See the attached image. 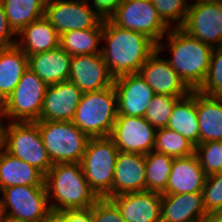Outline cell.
Masks as SVG:
<instances>
[{
    "instance_id": "obj_1",
    "label": "cell",
    "mask_w": 222,
    "mask_h": 222,
    "mask_svg": "<svg viewBox=\"0 0 222 222\" xmlns=\"http://www.w3.org/2000/svg\"><path fill=\"white\" fill-rule=\"evenodd\" d=\"M157 44L140 32L121 28L103 20L101 55L112 77L139 73Z\"/></svg>"
},
{
    "instance_id": "obj_2",
    "label": "cell",
    "mask_w": 222,
    "mask_h": 222,
    "mask_svg": "<svg viewBox=\"0 0 222 222\" xmlns=\"http://www.w3.org/2000/svg\"><path fill=\"white\" fill-rule=\"evenodd\" d=\"M166 49L169 56L165 53ZM157 50L165 53L163 57L191 90H198L202 86L209 70L213 51L211 46L180 28H170L157 44Z\"/></svg>"
},
{
    "instance_id": "obj_3",
    "label": "cell",
    "mask_w": 222,
    "mask_h": 222,
    "mask_svg": "<svg viewBox=\"0 0 222 222\" xmlns=\"http://www.w3.org/2000/svg\"><path fill=\"white\" fill-rule=\"evenodd\" d=\"M53 213L89 208L99 199L84 176L81 163L53 164L44 179Z\"/></svg>"
},
{
    "instance_id": "obj_4",
    "label": "cell",
    "mask_w": 222,
    "mask_h": 222,
    "mask_svg": "<svg viewBox=\"0 0 222 222\" xmlns=\"http://www.w3.org/2000/svg\"><path fill=\"white\" fill-rule=\"evenodd\" d=\"M117 116V94L113 85L84 92L72 122L90 138L110 137Z\"/></svg>"
},
{
    "instance_id": "obj_5",
    "label": "cell",
    "mask_w": 222,
    "mask_h": 222,
    "mask_svg": "<svg viewBox=\"0 0 222 222\" xmlns=\"http://www.w3.org/2000/svg\"><path fill=\"white\" fill-rule=\"evenodd\" d=\"M52 164L81 163L90 137L72 121H37Z\"/></svg>"
},
{
    "instance_id": "obj_6",
    "label": "cell",
    "mask_w": 222,
    "mask_h": 222,
    "mask_svg": "<svg viewBox=\"0 0 222 222\" xmlns=\"http://www.w3.org/2000/svg\"><path fill=\"white\" fill-rule=\"evenodd\" d=\"M119 150L110 137L90 138L81 165L84 176L98 198L113 193L115 163Z\"/></svg>"
},
{
    "instance_id": "obj_7",
    "label": "cell",
    "mask_w": 222,
    "mask_h": 222,
    "mask_svg": "<svg viewBox=\"0 0 222 222\" xmlns=\"http://www.w3.org/2000/svg\"><path fill=\"white\" fill-rule=\"evenodd\" d=\"M2 148L12 156L34 166L44 175L53 166L37 122H5Z\"/></svg>"
},
{
    "instance_id": "obj_8",
    "label": "cell",
    "mask_w": 222,
    "mask_h": 222,
    "mask_svg": "<svg viewBox=\"0 0 222 222\" xmlns=\"http://www.w3.org/2000/svg\"><path fill=\"white\" fill-rule=\"evenodd\" d=\"M46 89L47 85L28 68L13 92L0 105L5 122L39 121Z\"/></svg>"
},
{
    "instance_id": "obj_9",
    "label": "cell",
    "mask_w": 222,
    "mask_h": 222,
    "mask_svg": "<svg viewBox=\"0 0 222 222\" xmlns=\"http://www.w3.org/2000/svg\"><path fill=\"white\" fill-rule=\"evenodd\" d=\"M0 201L6 216L28 222H40L52 210L45 186H13L0 191Z\"/></svg>"
},
{
    "instance_id": "obj_10",
    "label": "cell",
    "mask_w": 222,
    "mask_h": 222,
    "mask_svg": "<svg viewBox=\"0 0 222 222\" xmlns=\"http://www.w3.org/2000/svg\"><path fill=\"white\" fill-rule=\"evenodd\" d=\"M180 29L213 49L222 46V1L191 0Z\"/></svg>"
},
{
    "instance_id": "obj_11",
    "label": "cell",
    "mask_w": 222,
    "mask_h": 222,
    "mask_svg": "<svg viewBox=\"0 0 222 222\" xmlns=\"http://www.w3.org/2000/svg\"><path fill=\"white\" fill-rule=\"evenodd\" d=\"M110 20L121 28L143 33L156 44L170 30L151 0L122 1Z\"/></svg>"
},
{
    "instance_id": "obj_12",
    "label": "cell",
    "mask_w": 222,
    "mask_h": 222,
    "mask_svg": "<svg viewBox=\"0 0 222 222\" xmlns=\"http://www.w3.org/2000/svg\"><path fill=\"white\" fill-rule=\"evenodd\" d=\"M44 17L59 35L72 30L96 28L103 22L86 0L47 1Z\"/></svg>"
},
{
    "instance_id": "obj_13",
    "label": "cell",
    "mask_w": 222,
    "mask_h": 222,
    "mask_svg": "<svg viewBox=\"0 0 222 222\" xmlns=\"http://www.w3.org/2000/svg\"><path fill=\"white\" fill-rule=\"evenodd\" d=\"M155 133L144 117L118 115L110 138L119 151L148 154L153 150Z\"/></svg>"
},
{
    "instance_id": "obj_14",
    "label": "cell",
    "mask_w": 222,
    "mask_h": 222,
    "mask_svg": "<svg viewBox=\"0 0 222 222\" xmlns=\"http://www.w3.org/2000/svg\"><path fill=\"white\" fill-rule=\"evenodd\" d=\"M118 115L144 117L155 95L140 73L123 75L114 79Z\"/></svg>"
},
{
    "instance_id": "obj_15",
    "label": "cell",
    "mask_w": 222,
    "mask_h": 222,
    "mask_svg": "<svg viewBox=\"0 0 222 222\" xmlns=\"http://www.w3.org/2000/svg\"><path fill=\"white\" fill-rule=\"evenodd\" d=\"M139 73L155 94L188 96L192 92L158 50L146 60Z\"/></svg>"
},
{
    "instance_id": "obj_16",
    "label": "cell",
    "mask_w": 222,
    "mask_h": 222,
    "mask_svg": "<svg viewBox=\"0 0 222 222\" xmlns=\"http://www.w3.org/2000/svg\"><path fill=\"white\" fill-rule=\"evenodd\" d=\"M69 81L83 93L99 91L114 84L101 53L72 56Z\"/></svg>"
},
{
    "instance_id": "obj_17",
    "label": "cell",
    "mask_w": 222,
    "mask_h": 222,
    "mask_svg": "<svg viewBox=\"0 0 222 222\" xmlns=\"http://www.w3.org/2000/svg\"><path fill=\"white\" fill-rule=\"evenodd\" d=\"M82 94L69 80L47 86L39 121H72Z\"/></svg>"
},
{
    "instance_id": "obj_18",
    "label": "cell",
    "mask_w": 222,
    "mask_h": 222,
    "mask_svg": "<svg viewBox=\"0 0 222 222\" xmlns=\"http://www.w3.org/2000/svg\"><path fill=\"white\" fill-rule=\"evenodd\" d=\"M145 154L119 151L109 199L126 193L146 191Z\"/></svg>"
},
{
    "instance_id": "obj_19",
    "label": "cell",
    "mask_w": 222,
    "mask_h": 222,
    "mask_svg": "<svg viewBox=\"0 0 222 222\" xmlns=\"http://www.w3.org/2000/svg\"><path fill=\"white\" fill-rule=\"evenodd\" d=\"M202 192L162 194L161 222H212Z\"/></svg>"
},
{
    "instance_id": "obj_20",
    "label": "cell",
    "mask_w": 222,
    "mask_h": 222,
    "mask_svg": "<svg viewBox=\"0 0 222 222\" xmlns=\"http://www.w3.org/2000/svg\"><path fill=\"white\" fill-rule=\"evenodd\" d=\"M110 199L117 205L126 222H161V193L134 192Z\"/></svg>"
},
{
    "instance_id": "obj_21",
    "label": "cell",
    "mask_w": 222,
    "mask_h": 222,
    "mask_svg": "<svg viewBox=\"0 0 222 222\" xmlns=\"http://www.w3.org/2000/svg\"><path fill=\"white\" fill-rule=\"evenodd\" d=\"M207 175L197 154L173 159L169 181L163 194L202 192Z\"/></svg>"
},
{
    "instance_id": "obj_22",
    "label": "cell",
    "mask_w": 222,
    "mask_h": 222,
    "mask_svg": "<svg viewBox=\"0 0 222 222\" xmlns=\"http://www.w3.org/2000/svg\"><path fill=\"white\" fill-rule=\"evenodd\" d=\"M72 56L60 46L28 56L30 68L47 86L68 81Z\"/></svg>"
},
{
    "instance_id": "obj_23",
    "label": "cell",
    "mask_w": 222,
    "mask_h": 222,
    "mask_svg": "<svg viewBox=\"0 0 222 222\" xmlns=\"http://www.w3.org/2000/svg\"><path fill=\"white\" fill-rule=\"evenodd\" d=\"M45 175L30 164L12 156L3 148L0 150V191L23 186H45Z\"/></svg>"
},
{
    "instance_id": "obj_24",
    "label": "cell",
    "mask_w": 222,
    "mask_h": 222,
    "mask_svg": "<svg viewBox=\"0 0 222 222\" xmlns=\"http://www.w3.org/2000/svg\"><path fill=\"white\" fill-rule=\"evenodd\" d=\"M60 35L43 16L25 26L18 34L16 45L27 55L45 52L59 46Z\"/></svg>"
},
{
    "instance_id": "obj_25",
    "label": "cell",
    "mask_w": 222,
    "mask_h": 222,
    "mask_svg": "<svg viewBox=\"0 0 222 222\" xmlns=\"http://www.w3.org/2000/svg\"><path fill=\"white\" fill-rule=\"evenodd\" d=\"M196 112L200 144L222 141V97L208 96L196 90Z\"/></svg>"
},
{
    "instance_id": "obj_26",
    "label": "cell",
    "mask_w": 222,
    "mask_h": 222,
    "mask_svg": "<svg viewBox=\"0 0 222 222\" xmlns=\"http://www.w3.org/2000/svg\"><path fill=\"white\" fill-rule=\"evenodd\" d=\"M28 69V56L17 46L0 49V105Z\"/></svg>"
},
{
    "instance_id": "obj_27",
    "label": "cell",
    "mask_w": 222,
    "mask_h": 222,
    "mask_svg": "<svg viewBox=\"0 0 222 222\" xmlns=\"http://www.w3.org/2000/svg\"><path fill=\"white\" fill-rule=\"evenodd\" d=\"M167 128L178 132L195 146L200 144L199 122L196 112V90L181 98L174 106Z\"/></svg>"
},
{
    "instance_id": "obj_28",
    "label": "cell",
    "mask_w": 222,
    "mask_h": 222,
    "mask_svg": "<svg viewBox=\"0 0 222 222\" xmlns=\"http://www.w3.org/2000/svg\"><path fill=\"white\" fill-rule=\"evenodd\" d=\"M102 33L103 22L96 28L64 32L59 46L71 56L101 53Z\"/></svg>"
},
{
    "instance_id": "obj_29",
    "label": "cell",
    "mask_w": 222,
    "mask_h": 222,
    "mask_svg": "<svg viewBox=\"0 0 222 222\" xmlns=\"http://www.w3.org/2000/svg\"><path fill=\"white\" fill-rule=\"evenodd\" d=\"M10 27L18 34L25 26L44 16L45 0H0Z\"/></svg>"
},
{
    "instance_id": "obj_30",
    "label": "cell",
    "mask_w": 222,
    "mask_h": 222,
    "mask_svg": "<svg viewBox=\"0 0 222 222\" xmlns=\"http://www.w3.org/2000/svg\"><path fill=\"white\" fill-rule=\"evenodd\" d=\"M173 157L152 150L145 154L146 191L163 194L169 181Z\"/></svg>"
},
{
    "instance_id": "obj_31",
    "label": "cell",
    "mask_w": 222,
    "mask_h": 222,
    "mask_svg": "<svg viewBox=\"0 0 222 222\" xmlns=\"http://www.w3.org/2000/svg\"><path fill=\"white\" fill-rule=\"evenodd\" d=\"M196 146L178 132L167 127L156 129L153 150L173 158L195 153Z\"/></svg>"
},
{
    "instance_id": "obj_32",
    "label": "cell",
    "mask_w": 222,
    "mask_h": 222,
    "mask_svg": "<svg viewBox=\"0 0 222 222\" xmlns=\"http://www.w3.org/2000/svg\"><path fill=\"white\" fill-rule=\"evenodd\" d=\"M186 96H170L155 94L146 109L144 118L155 128L167 127L175 104Z\"/></svg>"
},
{
    "instance_id": "obj_33",
    "label": "cell",
    "mask_w": 222,
    "mask_h": 222,
    "mask_svg": "<svg viewBox=\"0 0 222 222\" xmlns=\"http://www.w3.org/2000/svg\"><path fill=\"white\" fill-rule=\"evenodd\" d=\"M159 17L169 28H180L189 11L191 0H151Z\"/></svg>"
},
{
    "instance_id": "obj_34",
    "label": "cell",
    "mask_w": 222,
    "mask_h": 222,
    "mask_svg": "<svg viewBox=\"0 0 222 222\" xmlns=\"http://www.w3.org/2000/svg\"><path fill=\"white\" fill-rule=\"evenodd\" d=\"M202 194L204 208L214 219L222 213V172L207 176Z\"/></svg>"
},
{
    "instance_id": "obj_35",
    "label": "cell",
    "mask_w": 222,
    "mask_h": 222,
    "mask_svg": "<svg viewBox=\"0 0 222 222\" xmlns=\"http://www.w3.org/2000/svg\"><path fill=\"white\" fill-rule=\"evenodd\" d=\"M198 91L208 96L222 97V46L213 49L207 76Z\"/></svg>"
},
{
    "instance_id": "obj_36",
    "label": "cell",
    "mask_w": 222,
    "mask_h": 222,
    "mask_svg": "<svg viewBox=\"0 0 222 222\" xmlns=\"http://www.w3.org/2000/svg\"><path fill=\"white\" fill-rule=\"evenodd\" d=\"M195 153L205 174L211 175L222 172L221 141H208L196 146Z\"/></svg>"
},
{
    "instance_id": "obj_37",
    "label": "cell",
    "mask_w": 222,
    "mask_h": 222,
    "mask_svg": "<svg viewBox=\"0 0 222 222\" xmlns=\"http://www.w3.org/2000/svg\"><path fill=\"white\" fill-rule=\"evenodd\" d=\"M92 222H126L117 205L109 198H99L91 206Z\"/></svg>"
},
{
    "instance_id": "obj_38",
    "label": "cell",
    "mask_w": 222,
    "mask_h": 222,
    "mask_svg": "<svg viewBox=\"0 0 222 222\" xmlns=\"http://www.w3.org/2000/svg\"><path fill=\"white\" fill-rule=\"evenodd\" d=\"M17 34L10 27L4 8L0 3V49L16 45Z\"/></svg>"
},
{
    "instance_id": "obj_39",
    "label": "cell",
    "mask_w": 222,
    "mask_h": 222,
    "mask_svg": "<svg viewBox=\"0 0 222 222\" xmlns=\"http://www.w3.org/2000/svg\"><path fill=\"white\" fill-rule=\"evenodd\" d=\"M88 5L103 19L109 20L122 0H86Z\"/></svg>"
},
{
    "instance_id": "obj_40",
    "label": "cell",
    "mask_w": 222,
    "mask_h": 222,
    "mask_svg": "<svg viewBox=\"0 0 222 222\" xmlns=\"http://www.w3.org/2000/svg\"><path fill=\"white\" fill-rule=\"evenodd\" d=\"M62 222H92L91 207L66 209L56 213Z\"/></svg>"
},
{
    "instance_id": "obj_41",
    "label": "cell",
    "mask_w": 222,
    "mask_h": 222,
    "mask_svg": "<svg viewBox=\"0 0 222 222\" xmlns=\"http://www.w3.org/2000/svg\"><path fill=\"white\" fill-rule=\"evenodd\" d=\"M4 125H5V119H4V115L2 112V108L0 106V150L3 147V129H4Z\"/></svg>"
},
{
    "instance_id": "obj_42",
    "label": "cell",
    "mask_w": 222,
    "mask_h": 222,
    "mask_svg": "<svg viewBox=\"0 0 222 222\" xmlns=\"http://www.w3.org/2000/svg\"><path fill=\"white\" fill-rule=\"evenodd\" d=\"M40 222H62V219L56 213L52 212L48 217L42 219Z\"/></svg>"
},
{
    "instance_id": "obj_43",
    "label": "cell",
    "mask_w": 222,
    "mask_h": 222,
    "mask_svg": "<svg viewBox=\"0 0 222 222\" xmlns=\"http://www.w3.org/2000/svg\"><path fill=\"white\" fill-rule=\"evenodd\" d=\"M2 222H28V221H23L21 219L3 215Z\"/></svg>"
},
{
    "instance_id": "obj_44",
    "label": "cell",
    "mask_w": 222,
    "mask_h": 222,
    "mask_svg": "<svg viewBox=\"0 0 222 222\" xmlns=\"http://www.w3.org/2000/svg\"><path fill=\"white\" fill-rule=\"evenodd\" d=\"M212 222H222V213L217 215Z\"/></svg>"
},
{
    "instance_id": "obj_45",
    "label": "cell",
    "mask_w": 222,
    "mask_h": 222,
    "mask_svg": "<svg viewBox=\"0 0 222 222\" xmlns=\"http://www.w3.org/2000/svg\"><path fill=\"white\" fill-rule=\"evenodd\" d=\"M3 215H4V213H3L2 204L0 201V222H2Z\"/></svg>"
}]
</instances>
